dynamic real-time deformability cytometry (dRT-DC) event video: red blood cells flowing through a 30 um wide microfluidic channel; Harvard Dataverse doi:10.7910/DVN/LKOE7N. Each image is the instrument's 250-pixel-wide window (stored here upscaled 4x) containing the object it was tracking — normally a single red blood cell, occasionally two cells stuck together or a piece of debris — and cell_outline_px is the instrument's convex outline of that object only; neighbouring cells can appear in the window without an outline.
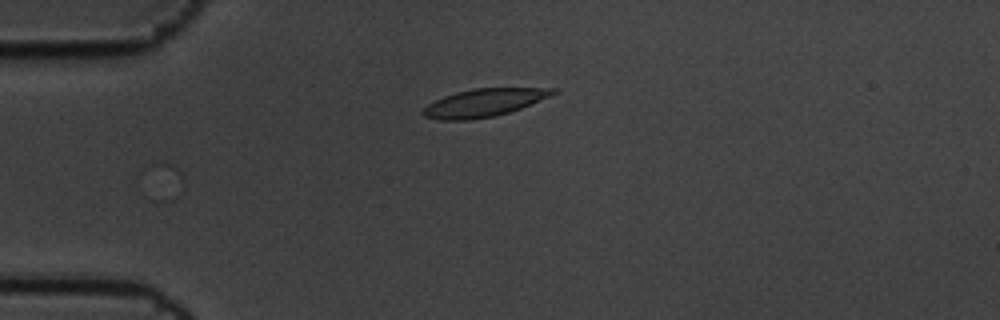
{"species": "common noctule bat (a hibernating species)", "species_latin": "Nyctalus noctula", "temperature_condition": "cold", "stored_images_in_passage": 4, "camera_frame_rate_fps": 3000, "um_per_image_px": 0.085, "animal": {"sex": "male", "body_mass_g": 19.5, "forearm_length_mm": 54.6}, "frame": {"image": 1, "passage_image": 4, "time_ms": 1.0, "image_size_px": [1000, 320], "cell_outline_px": [[556, 92], [548, 96], [520, 108], [496, 116], [468, 120], [440, 120], [424, 116], [420, 112], [428, 104], [444, 96], [456, 92], [472, 88], [556, 88]], "centroid_in_image_um": [41.07, 8.73], "position_along_channel_um": 43.9, "area_um2": 20.81}}